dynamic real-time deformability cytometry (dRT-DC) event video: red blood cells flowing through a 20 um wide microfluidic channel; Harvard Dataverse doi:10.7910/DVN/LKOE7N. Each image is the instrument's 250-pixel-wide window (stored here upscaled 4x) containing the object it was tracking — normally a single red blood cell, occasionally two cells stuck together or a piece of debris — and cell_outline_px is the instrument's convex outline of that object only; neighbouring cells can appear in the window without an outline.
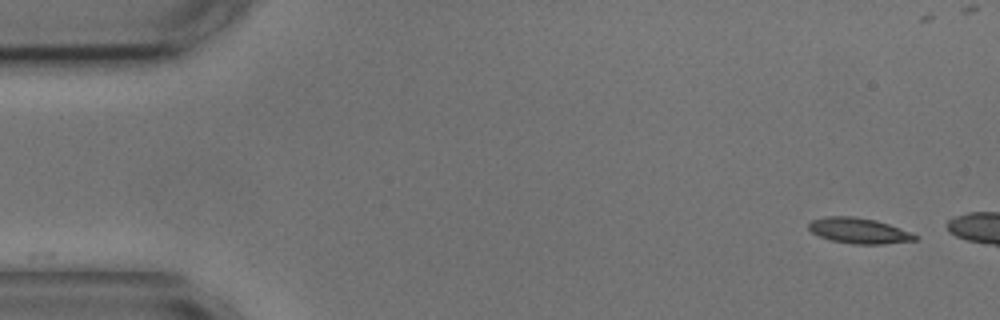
{"species": "common noctule bat (a hibernating species)", "species_latin": "Nyctalus noctula", "temperature_condition": "cold", "stored_images_in_passage": 3, "camera_frame_rate_fps": 3000, "um_per_image_px": 0.085, "animal": {"sex": "male", "body_mass_g": 17.9, "forearm_length_mm": 54.2}, "frame": {"image": 1, "passage_image": 1, "time_ms": 0.0, "image_size_px": [1000, 320], "cell_outline_px": [[920, 236], [916, 240], [884, 244], [852, 244], [832, 240], [820, 236], [812, 232], [808, 228], [808, 224], [812, 220], [828, 216], [852, 216], [876, 220], [912, 232]], "centroid_in_image_um": [73.04, 19.61], "position_along_channel_um": 12.0, "area_um2": 15.84}}